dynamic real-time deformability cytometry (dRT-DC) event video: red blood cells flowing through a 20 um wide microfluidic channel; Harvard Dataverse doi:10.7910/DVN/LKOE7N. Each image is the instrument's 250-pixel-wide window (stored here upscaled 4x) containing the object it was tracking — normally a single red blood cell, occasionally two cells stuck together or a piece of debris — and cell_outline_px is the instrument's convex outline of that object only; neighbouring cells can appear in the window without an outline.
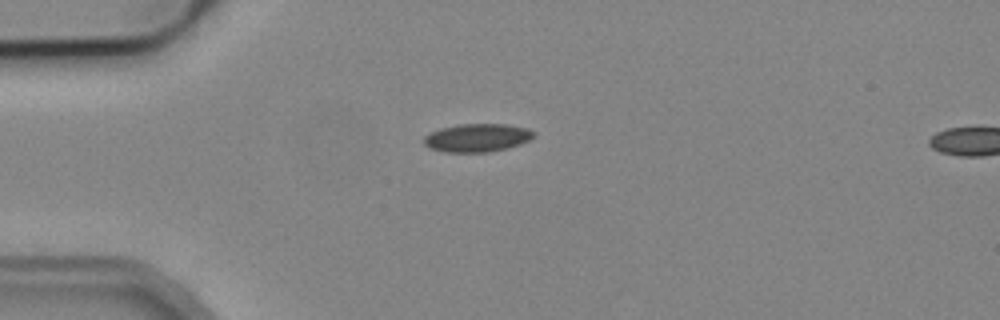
{"species": "common noctule bat (a hibernating species)", "species_latin": "Nyctalus noctula", "temperature_condition": "cold", "stored_images_in_passage": 2, "segment_of_instrument_passage": [1, 2], "camera_frame_rate_fps": 3000, "um_per_image_px": 0.085, "animal": {"sex": "male", "body_mass_g": 19.2, "forearm_length_mm": 51.8}, "frame": {"image": 1, "passage_image": 1, "time_ms": 0.0, "image_size_px": [1000, 320], "cell_outline_px": [[536, 136], [520, 144], [508, 148], [488, 152], [444, 152], [428, 148], [424, 144], [424, 136], [440, 128], [460, 124], [504, 124], [528, 128], [536, 132]], "centroid_in_image_um": [40.57, 11.71], "position_along_channel_um": 44.4, "area_um2": 18.15}}